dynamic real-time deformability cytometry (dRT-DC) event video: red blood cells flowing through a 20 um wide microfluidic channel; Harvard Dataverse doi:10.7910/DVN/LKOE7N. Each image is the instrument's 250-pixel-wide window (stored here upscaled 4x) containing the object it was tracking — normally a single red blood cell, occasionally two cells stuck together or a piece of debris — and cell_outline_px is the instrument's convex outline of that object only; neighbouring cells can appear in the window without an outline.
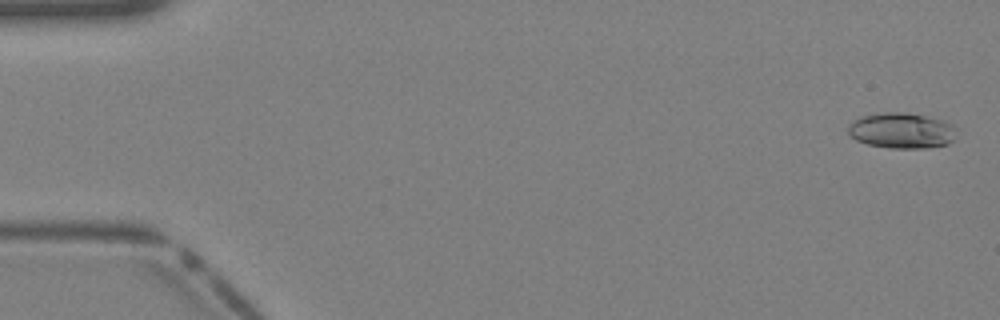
{"species": "Egyptian fruit bat (a non-hibernating species)", "species_latin": "Rousettus aegyptiacus", "temperature_condition": "warm", "stored_images_in_passage": 40, "camera_frame_rate_fps": 3000, "um_per_image_px": 0.085, "animal": {"sex": "female"}, "frame": {"image": 1, "passage_image": 2, "time_ms": 0.333, "image_size_px": [1000, 320], "cell_outline_px": [[956, 128], [952, 140], [948, 144], [928, 148], [888, 148], [868, 144], [856, 140], [848, 136], [848, 124], [860, 116], [880, 112], [908, 112], [928, 116], [944, 120], [952, 124]], "centroid_in_image_um": [76.61, 11.09], "position_along_channel_um": 8.4, "area_um2": 22.89}}
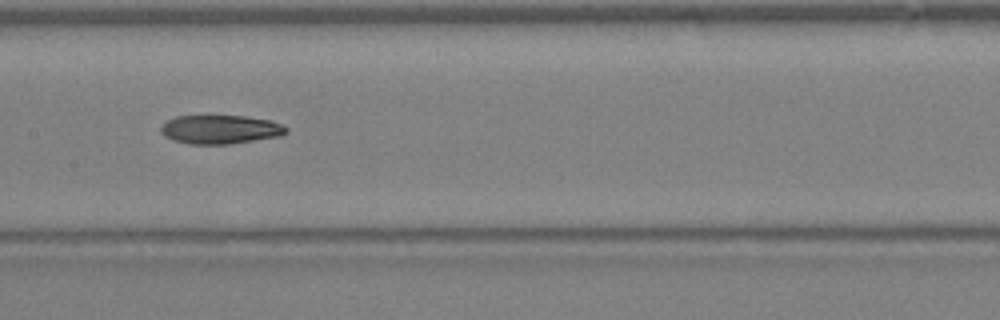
{"frame": {"image": 2, "passage_image": 21, "time_ms": 6.667, "image_size_px": [1000, 320], "cell_outline_px": [[288, 132], [284, 136], [232, 144], [188, 144], [172, 140], [164, 136], [160, 132], [160, 124], [176, 116], [244, 116], [272, 120], [284, 124], [288, 128]], "centroid_in_image_um": [18.77, 11.01], "position_along_channel_um": 188.6, "area_um2": 21.56}}
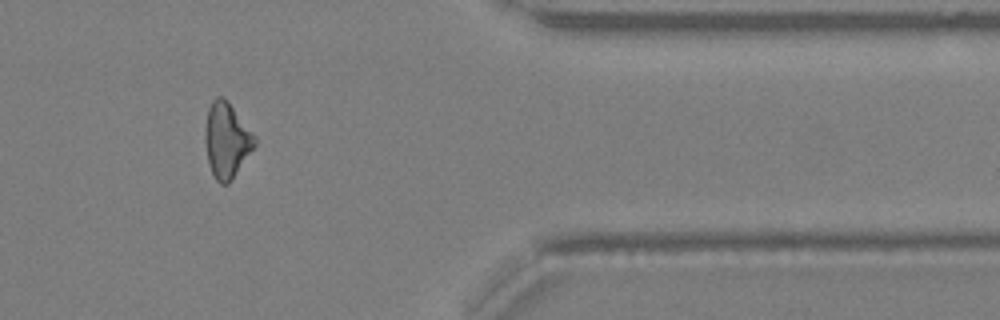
{"frame": {"image": 3, "passage_image": 34, "time_ms": 11.0, "image_size_px": [1000, 320], "cell_outline_px": [[256, 144], [228, 184], [220, 184], [216, 180], [208, 164], [204, 140], [204, 128], [208, 108], [212, 100], [216, 96], [220, 96], [228, 100], [256, 136]], "centroid_in_image_um": [19.24, 11.88], "position_along_channel_um": 392.2, "area_um2": 21.85}}